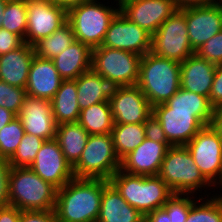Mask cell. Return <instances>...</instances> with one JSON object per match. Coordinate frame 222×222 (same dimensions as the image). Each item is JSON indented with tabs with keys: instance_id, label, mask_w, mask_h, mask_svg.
<instances>
[{
	"instance_id": "obj_1",
	"label": "cell",
	"mask_w": 222,
	"mask_h": 222,
	"mask_svg": "<svg viewBox=\"0 0 222 222\" xmlns=\"http://www.w3.org/2000/svg\"><path fill=\"white\" fill-rule=\"evenodd\" d=\"M104 179L73 178L57 189L55 213L58 222H97Z\"/></svg>"
},
{
	"instance_id": "obj_2",
	"label": "cell",
	"mask_w": 222,
	"mask_h": 222,
	"mask_svg": "<svg viewBox=\"0 0 222 222\" xmlns=\"http://www.w3.org/2000/svg\"><path fill=\"white\" fill-rule=\"evenodd\" d=\"M136 85L152 107L165 103L180 89V63L150 51L141 58Z\"/></svg>"
},
{
	"instance_id": "obj_3",
	"label": "cell",
	"mask_w": 222,
	"mask_h": 222,
	"mask_svg": "<svg viewBox=\"0 0 222 222\" xmlns=\"http://www.w3.org/2000/svg\"><path fill=\"white\" fill-rule=\"evenodd\" d=\"M109 181L144 216L162 208L174 194L159 176L132 175L119 169Z\"/></svg>"
},
{
	"instance_id": "obj_4",
	"label": "cell",
	"mask_w": 222,
	"mask_h": 222,
	"mask_svg": "<svg viewBox=\"0 0 222 222\" xmlns=\"http://www.w3.org/2000/svg\"><path fill=\"white\" fill-rule=\"evenodd\" d=\"M8 187L10 205L21 211L55 209L57 188L30 167H11Z\"/></svg>"
},
{
	"instance_id": "obj_5",
	"label": "cell",
	"mask_w": 222,
	"mask_h": 222,
	"mask_svg": "<svg viewBox=\"0 0 222 222\" xmlns=\"http://www.w3.org/2000/svg\"><path fill=\"white\" fill-rule=\"evenodd\" d=\"M115 5L108 6L100 0H91L70 8L67 20L72 26L75 40L91 49L101 46L110 23L120 11L119 4Z\"/></svg>"
},
{
	"instance_id": "obj_6",
	"label": "cell",
	"mask_w": 222,
	"mask_h": 222,
	"mask_svg": "<svg viewBox=\"0 0 222 222\" xmlns=\"http://www.w3.org/2000/svg\"><path fill=\"white\" fill-rule=\"evenodd\" d=\"M158 176L174 194H195L213 185L203 176L186 146L167 149ZM200 189V190H199Z\"/></svg>"
},
{
	"instance_id": "obj_7",
	"label": "cell",
	"mask_w": 222,
	"mask_h": 222,
	"mask_svg": "<svg viewBox=\"0 0 222 222\" xmlns=\"http://www.w3.org/2000/svg\"><path fill=\"white\" fill-rule=\"evenodd\" d=\"M111 133L90 135L85 148L72 167L75 178L104 179L110 178L120 169Z\"/></svg>"
},
{
	"instance_id": "obj_8",
	"label": "cell",
	"mask_w": 222,
	"mask_h": 222,
	"mask_svg": "<svg viewBox=\"0 0 222 222\" xmlns=\"http://www.w3.org/2000/svg\"><path fill=\"white\" fill-rule=\"evenodd\" d=\"M151 52L179 63L195 53L188 38L186 8L175 12L152 35Z\"/></svg>"
},
{
	"instance_id": "obj_9",
	"label": "cell",
	"mask_w": 222,
	"mask_h": 222,
	"mask_svg": "<svg viewBox=\"0 0 222 222\" xmlns=\"http://www.w3.org/2000/svg\"><path fill=\"white\" fill-rule=\"evenodd\" d=\"M141 58V55L125 50L96 47L92 49L91 68L120 86H133L138 81Z\"/></svg>"
},
{
	"instance_id": "obj_10",
	"label": "cell",
	"mask_w": 222,
	"mask_h": 222,
	"mask_svg": "<svg viewBox=\"0 0 222 222\" xmlns=\"http://www.w3.org/2000/svg\"><path fill=\"white\" fill-rule=\"evenodd\" d=\"M185 146L203 176L222 188V139L212 125L204 126Z\"/></svg>"
},
{
	"instance_id": "obj_11",
	"label": "cell",
	"mask_w": 222,
	"mask_h": 222,
	"mask_svg": "<svg viewBox=\"0 0 222 222\" xmlns=\"http://www.w3.org/2000/svg\"><path fill=\"white\" fill-rule=\"evenodd\" d=\"M27 29L25 42L34 46L50 36L67 20V10L50 0H27Z\"/></svg>"
},
{
	"instance_id": "obj_12",
	"label": "cell",
	"mask_w": 222,
	"mask_h": 222,
	"mask_svg": "<svg viewBox=\"0 0 222 222\" xmlns=\"http://www.w3.org/2000/svg\"><path fill=\"white\" fill-rule=\"evenodd\" d=\"M152 35L119 11L113 18L99 47L125 50L144 56L151 51Z\"/></svg>"
},
{
	"instance_id": "obj_13",
	"label": "cell",
	"mask_w": 222,
	"mask_h": 222,
	"mask_svg": "<svg viewBox=\"0 0 222 222\" xmlns=\"http://www.w3.org/2000/svg\"><path fill=\"white\" fill-rule=\"evenodd\" d=\"M152 114L172 146H185L204 127L195 117V111L174 110L165 103L153 106Z\"/></svg>"
},
{
	"instance_id": "obj_14",
	"label": "cell",
	"mask_w": 222,
	"mask_h": 222,
	"mask_svg": "<svg viewBox=\"0 0 222 222\" xmlns=\"http://www.w3.org/2000/svg\"><path fill=\"white\" fill-rule=\"evenodd\" d=\"M119 6L126 18L151 35L179 10L173 0H127Z\"/></svg>"
},
{
	"instance_id": "obj_15",
	"label": "cell",
	"mask_w": 222,
	"mask_h": 222,
	"mask_svg": "<svg viewBox=\"0 0 222 222\" xmlns=\"http://www.w3.org/2000/svg\"><path fill=\"white\" fill-rule=\"evenodd\" d=\"M29 167L57 189L62 188L74 178L72 166L65 159L55 139L43 143Z\"/></svg>"
},
{
	"instance_id": "obj_16",
	"label": "cell",
	"mask_w": 222,
	"mask_h": 222,
	"mask_svg": "<svg viewBox=\"0 0 222 222\" xmlns=\"http://www.w3.org/2000/svg\"><path fill=\"white\" fill-rule=\"evenodd\" d=\"M114 124L144 123L152 114V106L137 85L121 86L109 100Z\"/></svg>"
},
{
	"instance_id": "obj_17",
	"label": "cell",
	"mask_w": 222,
	"mask_h": 222,
	"mask_svg": "<svg viewBox=\"0 0 222 222\" xmlns=\"http://www.w3.org/2000/svg\"><path fill=\"white\" fill-rule=\"evenodd\" d=\"M17 117L25 133L33 134L46 141L55 139L57 124L50 100L26 95Z\"/></svg>"
},
{
	"instance_id": "obj_18",
	"label": "cell",
	"mask_w": 222,
	"mask_h": 222,
	"mask_svg": "<svg viewBox=\"0 0 222 222\" xmlns=\"http://www.w3.org/2000/svg\"><path fill=\"white\" fill-rule=\"evenodd\" d=\"M186 24L189 42L196 52L222 30V8L217 5L187 7Z\"/></svg>"
},
{
	"instance_id": "obj_19",
	"label": "cell",
	"mask_w": 222,
	"mask_h": 222,
	"mask_svg": "<svg viewBox=\"0 0 222 222\" xmlns=\"http://www.w3.org/2000/svg\"><path fill=\"white\" fill-rule=\"evenodd\" d=\"M172 145L147 138L121 160L120 170L132 175L158 176L166 151Z\"/></svg>"
},
{
	"instance_id": "obj_20",
	"label": "cell",
	"mask_w": 222,
	"mask_h": 222,
	"mask_svg": "<svg viewBox=\"0 0 222 222\" xmlns=\"http://www.w3.org/2000/svg\"><path fill=\"white\" fill-rule=\"evenodd\" d=\"M62 81L51 59L35 55L29 68L26 95L51 101Z\"/></svg>"
},
{
	"instance_id": "obj_21",
	"label": "cell",
	"mask_w": 222,
	"mask_h": 222,
	"mask_svg": "<svg viewBox=\"0 0 222 222\" xmlns=\"http://www.w3.org/2000/svg\"><path fill=\"white\" fill-rule=\"evenodd\" d=\"M216 64L196 53L180 63V88L209 98Z\"/></svg>"
},
{
	"instance_id": "obj_22",
	"label": "cell",
	"mask_w": 222,
	"mask_h": 222,
	"mask_svg": "<svg viewBox=\"0 0 222 222\" xmlns=\"http://www.w3.org/2000/svg\"><path fill=\"white\" fill-rule=\"evenodd\" d=\"M76 87L79 108L82 110L100 102H109L121 86L91 68L76 79Z\"/></svg>"
},
{
	"instance_id": "obj_23",
	"label": "cell",
	"mask_w": 222,
	"mask_h": 222,
	"mask_svg": "<svg viewBox=\"0 0 222 222\" xmlns=\"http://www.w3.org/2000/svg\"><path fill=\"white\" fill-rule=\"evenodd\" d=\"M34 56V47L26 42L19 48L0 55V80L25 89Z\"/></svg>"
},
{
	"instance_id": "obj_24",
	"label": "cell",
	"mask_w": 222,
	"mask_h": 222,
	"mask_svg": "<svg viewBox=\"0 0 222 222\" xmlns=\"http://www.w3.org/2000/svg\"><path fill=\"white\" fill-rule=\"evenodd\" d=\"M145 216L132 207L109 181L103 188L97 222H144Z\"/></svg>"
},
{
	"instance_id": "obj_25",
	"label": "cell",
	"mask_w": 222,
	"mask_h": 222,
	"mask_svg": "<svg viewBox=\"0 0 222 222\" xmlns=\"http://www.w3.org/2000/svg\"><path fill=\"white\" fill-rule=\"evenodd\" d=\"M52 61L63 80H75L91 69L92 49L88 45L75 40Z\"/></svg>"
},
{
	"instance_id": "obj_26",
	"label": "cell",
	"mask_w": 222,
	"mask_h": 222,
	"mask_svg": "<svg viewBox=\"0 0 222 222\" xmlns=\"http://www.w3.org/2000/svg\"><path fill=\"white\" fill-rule=\"evenodd\" d=\"M51 104L57 125L78 122L80 108L77 100L76 79L63 80Z\"/></svg>"
},
{
	"instance_id": "obj_27",
	"label": "cell",
	"mask_w": 222,
	"mask_h": 222,
	"mask_svg": "<svg viewBox=\"0 0 222 222\" xmlns=\"http://www.w3.org/2000/svg\"><path fill=\"white\" fill-rule=\"evenodd\" d=\"M89 136L88 132L78 122L57 125L55 140L72 167L78 162Z\"/></svg>"
},
{
	"instance_id": "obj_28",
	"label": "cell",
	"mask_w": 222,
	"mask_h": 222,
	"mask_svg": "<svg viewBox=\"0 0 222 222\" xmlns=\"http://www.w3.org/2000/svg\"><path fill=\"white\" fill-rule=\"evenodd\" d=\"M165 104L174 110L195 111V117L204 125H211L214 108L209 98L180 88Z\"/></svg>"
},
{
	"instance_id": "obj_29",
	"label": "cell",
	"mask_w": 222,
	"mask_h": 222,
	"mask_svg": "<svg viewBox=\"0 0 222 222\" xmlns=\"http://www.w3.org/2000/svg\"><path fill=\"white\" fill-rule=\"evenodd\" d=\"M78 123L89 135L111 133L114 120L109 102H100L80 110Z\"/></svg>"
},
{
	"instance_id": "obj_30",
	"label": "cell",
	"mask_w": 222,
	"mask_h": 222,
	"mask_svg": "<svg viewBox=\"0 0 222 222\" xmlns=\"http://www.w3.org/2000/svg\"><path fill=\"white\" fill-rule=\"evenodd\" d=\"M111 135L115 152L121 161L144 141V123L114 124Z\"/></svg>"
},
{
	"instance_id": "obj_31",
	"label": "cell",
	"mask_w": 222,
	"mask_h": 222,
	"mask_svg": "<svg viewBox=\"0 0 222 222\" xmlns=\"http://www.w3.org/2000/svg\"><path fill=\"white\" fill-rule=\"evenodd\" d=\"M74 41L75 35L72 26L67 21L50 36L41 39L33 47L36 56L52 60L73 44Z\"/></svg>"
},
{
	"instance_id": "obj_32",
	"label": "cell",
	"mask_w": 222,
	"mask_h": 222,
	"mask_svg": "<svg viewBox=\"0 0 222 222\" xmlns=\"http://www.w3.org/2000/svg\"><path fill=\"white\" fill-rule=\"evenodd\" d=\"M204 195L205 199L199 195L192 204L186 222H222V194L216 193L211 197L206 193Z\"/></svg>"
},
{
	"instance_id": "obj_33",
	"label": "cell",
	"mask_w": 222,
	"mask_h": 222,
	"mask_svg": "<svg viewBox=\"0 0 222 222\" xmlns=\"http://www.w3.org/2000/svg\"><path fill=\"white\" fill-rule=\"evenodd\" d=\"M27 0H9L4 9L2 28L20 36L24 41L27 29Z\"/></svg>"
},
{
	"instance_id": "obj_34",
	"label": "cell",
	"mask_w": 222,
	"mask_h": 222,
	"mask_svg": "<svg viewBox=\"0 0 222 222\" xmlns=\"http://www.w3.org/2000/svg\"><path fill=\"white\" fill-rule=\"evenodd\" d=\"M45 141L38 136L25 133L16 152L9 159L11 167H29Z\"/></svg>"
},
{
	"instance_id": "obj_35",
	"label": "cell",
	"mask_w": 222,
	"mask_h": 222,
	"mask_svg": "<svg viewBox=\"0 0 222 222\" xmlns=\"http://www.w3.org/2000/svg\"><path fill=\"white\" fill-rule=\"evenodd\" d=\"M25 131L18 117L0 130V158L10 159L16 152Z\"/></svg>"
},
{
	"instance_id": "obj_36",
	"label": "cell",
	"mask_w": 222,
	"mask_h": 222,
	"mask_svg": "<svg viewBox=\"0 0 222 222\" xmlns=\"http://www.w3.org/2000/svg\"><path fill=\"white\" fill-rule=\"evenodd\" d=\"M197 199L191 194H173L162 209L170 216L171 222H186L190 207Z\"/></svg>"
},
{
	"instance_id": "obj_37",
	"label": "cell",
	"mask_w": 222,
	"mask_h": 222,
	"mask_svg": "<svg viewBox=\"0 0 222 222\" xmlns=\"http://www.w3.org/2000/svg\"><path fill=\"white\" fill-rule=\"evenodd\" d=\"M26 90L21 87L12 86L0 80V106L19 114Z\"/></svg>"
},
{
	"instance_id": "obj_38",
	"label": "cell",
	"mask_w": 222,
	"mask_h": 222,
	"mask_svg": "<svg viewBox=\"0 0 222 222\" xmlns=\"http://www.w3.org/2000/svg\"><path fill=\"white\" fill-rule=\"evenodd\" d=\"M214 64H222V30L205 42L196 52Z\"/></svg>"
},
{
	"instance_id": "obj_39",
	"label": "cell",
	"mask_w": 222,
	"mask_h": 222,
	"mask_svg": "<svg viewBox=\"0 0 222 222\" xmlns=\"http://www.w3.org/2000/svg\"><path fill=\"white\" fill-rule=\"evenodd\" d=\"M11 165L9 159L0 158V207L9 206V174Z\"/></svg>"
},
{
	"instance_id": "obj_40",
	"label": "cell",
	"mask_w": 222,
	"mask_h": 222,
	"mask_svg": "<svg viewBox=\"0 0 222 222\" xmlns=\"http://www.w3.org/2000/svg\"><path fill=\"white\" fill-rule=\"evenodd\" d=\"M145 138L159 143H169L162 125L153 114L144 122Z\"/></svg>"
},
{
	"instance_id": "obj_41",
	"label": "cell",
	"mask_w": 222,
	"mask_h": 222,
	"mask_svg": "<svg viewBox=\"0 0 222 222\" xmlns=\"http://www.w3.org/2000/svg\"><path fill=\"white\" fill-rule=\"evenodd\" d=\"M25 41L18 35L0 28V55L6 54L22 46Z\"/></svg>"
},
{
	"instance_id": "obj_42",
	"label": "cell",
	"mask_w": 222,
	"mask_h": 222,
	"mask_svg": "<svg viewBox=\"0 0 222 222\" xmlns=\"http://www.w3.org/2000/svg\"><path fill=\"white\" fill-rule=\"evenodd\" d=\"M209 102L214 109L222 106V64L216 65Z\"/></svg>"
},
{
	"instance_id": "obj_43",
	"label": "cell",
	"mask_w": 222,
	"mask_h": 222,
	"mask_svg": "<svg viewBox=\"0 0 222 222\" xmlns=\"http://www.w3.org/2000/svg\"><path fill=\"white\" fill-rule=\"evenodd\" d=\"M20 222H58L54 210L21 211Z\"/></svg>"
},
{
	"instance_id": "obj_44",
	"label": "cell",
	"mask_w": 222,
	"mask_h": 222,
	"mask_svg": "<svg viewBox=\"0 0 222 222\" xmlns=\"http://www.w3.org/2000/svg\"><path fill=\"white\" fill-rule=\"evenodd\" d=\"M21 210L14 206L0 207V222H20Z\"/></svg>"
},
{
	"instance_id": "obj_45",
	"label": "cell",
	"mask_w": 222,
	"mask_h": 222,
	"mask_svg": "<svg viewBox=\"0 0 222 222\" xmlns=\"http://www.w3.org/2000/svg\"><path fill=\"white\" fill-rule=\"evenodd\" d=\"M173 1L178 9H184L187 7L215 5L216 0H173Z\"/></svg>"
},
{
	"instance_id": "obj_46",
	"label": "cell",
	"mask_w": 222,
	"mask_h": 222,
	"mask_svg": "<svg viewBox=\"0 0 222 222\" xmlns=\"http://www.w3.org/2000/svg\"><path fill=\"white\" fill-rule=\"evenodd\" d=\"M144 222H171L170 216L162 209H156L145 216Z\"/></svg>"
},
{
	"instance_id": "obj_47",
	"label": "cell",
	"mask_w": 222,
	"mask_h": 222,
	"mask_svg": "<svg viewBox=\"0 0 222 222\" xmlns=\"http://www.w3.org/2000/svg\"><path fill=\"white\" fill-rule=\"evenodd\" d=\"M211 125L217 131L219 137L222 139V106L214 109V115Z\"/></svg>"
},
{
	"instance_id": "obj_48",
	"label": "cell",
	"mask_w": 222,
	"mask_h": 222,
	"mask_svg": "<svg viewBox=\"0 0 222 222\" xmlns=\"http://www.w3.org/2000/svg\"><path fill=\"white\" fill-rule=\"evenodd\" d=\"M15 117H17L15 113L0 106V130Z\"/></svg>"
},
{
	"instance_id": "obj_49",
	"label": "cell",
	"mask_w": 222,
	"mask_h": 222,
	"mask_svg": "<svg viewBox=\"0 0 222 222\" xmlns=\"http://www.w3.org/2000/svg\"><path fill=\"white\" fill-rule=\"evenodd\" d=\"M50 1H52L53 3H56L58 6L68 11L70 8L77 6L78 4L88 2L91 0H50Z\"/></svg>"
},
{
	"instance_id": "obj_50",
	"label": "cell",
	"mask_w": 222,
	"mask_h": 222,
	"mask_svg": "<svg viewBox=\"0 0 222 222\" xmlns=\"http://www.w3.org/2000/svg\"><path fill=\"white\" fill-rule=\"evenodd\" d=\"M9 0H0V28H2V21L4 19V9Z\"/></svg>"
},
{
	"instance_id": "obj_51",
	"label": "cell",
	"mask_w": 222,
	"mask_h": 222,
	"mask_svg": "<svg viewBox=\"0 0 222 222\" xmlns=\"http://www.w3.org/2000/svg\"><path fill=\"white\" fill-rule=\"evenodd\" d=\"M219 1V2H218ZM215 5L219 6L222 8V0H216Z\"/></svg>"
},
{
	"instance_id": "obj_52",
	"label": "cell",
	"mask_w": 222,
	"mask_h": 222,
	"mask_svg": "<svg viewBox=\"0 0 222 222\" xmlns=\"http://www.w3.org/2000/svg\"><path fill=\"white\" fill-rule=\"evenodd\" d=\"M115 2L118 1L117 3L120 5L122 2H125L127 0H114Z\"/></svg>"
}]
</instances>
